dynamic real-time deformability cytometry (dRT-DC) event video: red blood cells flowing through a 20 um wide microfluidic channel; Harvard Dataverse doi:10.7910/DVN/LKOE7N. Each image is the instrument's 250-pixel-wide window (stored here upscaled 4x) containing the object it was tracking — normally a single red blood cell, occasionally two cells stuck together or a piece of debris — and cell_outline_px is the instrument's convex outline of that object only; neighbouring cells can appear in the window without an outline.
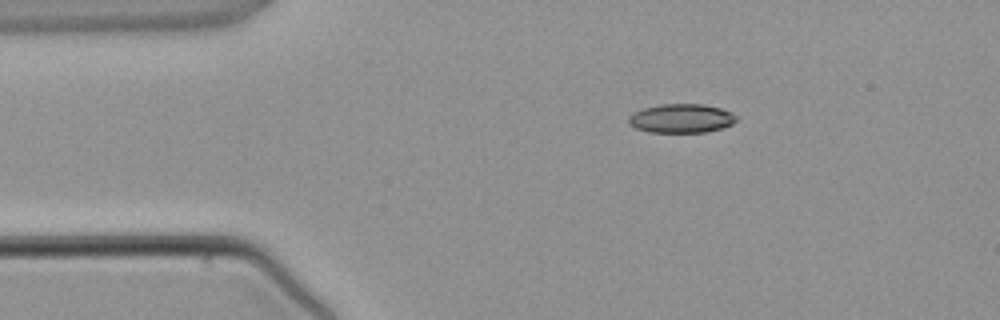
{"species": "common noctule bat (a hibernating species)", "species_latin": "Nyctalus noctula", "temperature_condition": "warm", "stored_images_in_passage": 2, "camera_frame_rate_fps": 3000, "um_per_image_px": 0.085, "animal": {"sex": "male", "body_mass_g": 21.5, "forearm_length_mm": 52.0}, "frame": {"image": 1, "passage_image": 1, "time_ms": 0.0, "image_size_px": [1000, 320], "cell_outline_px": [[736, 120], [732, 124], [708, 132], [648, 132], [636, 128], [628, 124], [628, 116], [632, 112], [644, 108], [660, 104], [704, 104], [720, 108], [732, 112], [736, 116]], "centroid_in_image_um": [57.88, 10.06], "position_along_channel_um": 27.1, "area_um2": 18.26}}